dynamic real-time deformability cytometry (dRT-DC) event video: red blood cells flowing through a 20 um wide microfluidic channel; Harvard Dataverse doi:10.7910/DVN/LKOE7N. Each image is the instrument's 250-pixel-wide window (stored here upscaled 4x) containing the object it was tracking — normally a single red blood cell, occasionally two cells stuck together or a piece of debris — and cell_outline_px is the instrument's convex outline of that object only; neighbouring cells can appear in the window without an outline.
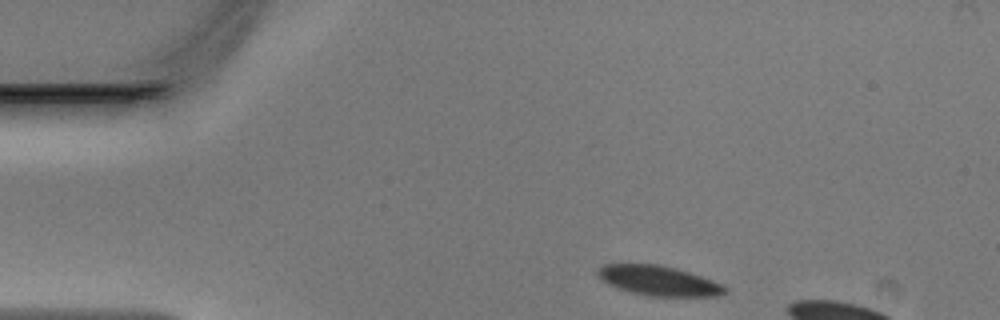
{"species": "Egyptian fruit bat (a non-hibernating species)", "species_latin": "Rousettus aegyptiacus", "temperature_condition": "warm", "stored_images_in_passage": 8, "camera_frame_rate_fps": 3000, "um_per_image_px": 0.085, "animal": {"sex": "male"}, "frame": {"image": 1, "passage_image": 2, "time_ms": 0.333, "image_size_px": [1000, 320], "cell_outline_px": [[728, 292], [720, 296], [652, 296], [632, 292], [616, 288], [600, 280], [596, 272], [604, 264], [660, 264], [676, 268], [712, 280], [728, 288]], "centroid_in_image_um": [55.98, 23.86], "position_along_channel_um": 29.0, "area_um2": 22.08}}